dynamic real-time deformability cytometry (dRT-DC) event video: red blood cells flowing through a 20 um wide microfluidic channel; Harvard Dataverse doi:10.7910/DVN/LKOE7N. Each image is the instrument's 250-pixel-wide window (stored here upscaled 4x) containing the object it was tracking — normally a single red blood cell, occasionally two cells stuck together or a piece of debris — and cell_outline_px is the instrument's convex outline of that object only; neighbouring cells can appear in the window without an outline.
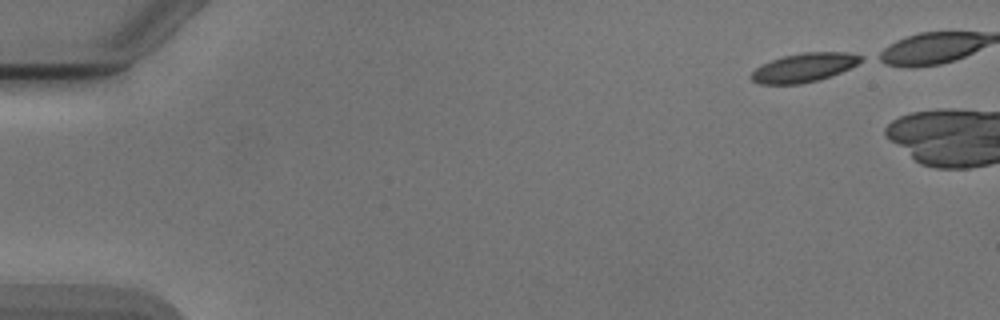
{"species": "Egyptian fruit bat (a non-hibernating species)", "species_latin": "Rousettus aegyptiacus", "temperature_condition": "cold", "stored_images_in_passage": 5, "camera_frame_rate_fps": 3000, "um_per_image_px": 0.085, "animal": {"sex": "male"}, "frame": {"image": 1, "passage_image": 1, "time_ms": 0.0, "image_size_px": [1000, 320], "cell_outline_px": [[864, 60], [840, 72], [820, 80], [800, 84], [760, 84], [752, 80], [752, 72], [756, 68], [772, 60], [784, 56], [804, 52], [844, 52], [864, 56]], "centroid_in_image_um": [68.37, 5.74], "position_along_channel_um": 16.6, "area_um2": 18.21}}